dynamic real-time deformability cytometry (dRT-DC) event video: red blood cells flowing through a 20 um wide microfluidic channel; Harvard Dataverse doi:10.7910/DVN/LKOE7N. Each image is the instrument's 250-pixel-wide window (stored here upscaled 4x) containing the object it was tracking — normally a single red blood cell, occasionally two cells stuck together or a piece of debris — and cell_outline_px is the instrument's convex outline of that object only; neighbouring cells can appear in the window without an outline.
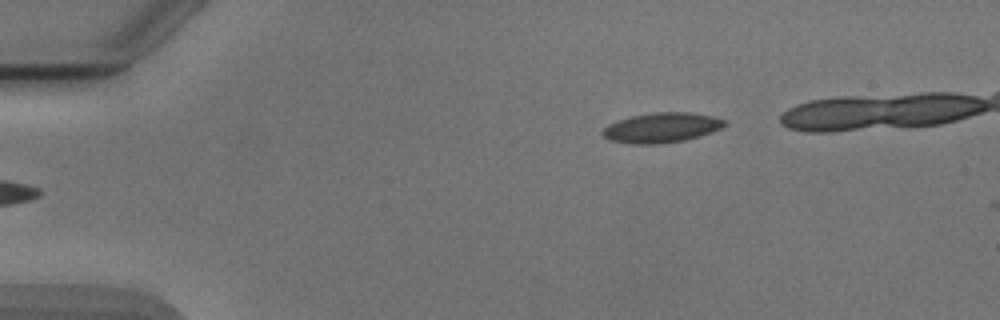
{"species": "Egyptian fruit bat (a non-hibernating species)", "species_latin": "Rousettus aegyptiacus", "temperature_condition": "cold", "stored_images_in_passage": 3, "camera_frame_rate_fps": 3000, "um_per_image_px": 0.085, "animal": {"sex": "male"}, "frame": {"image": 1, "passage_image": 3, "time_ms": 2.333, "image_size_px": [1000, 320], "cell_outline_px": [[724, 124], [720, 128], [712, 132], [684, 140], [656, 144], [632, 144], [612, 140], [604, 136], [600, 132], [608, 124], [616, 120], [632, 116], [656, 112], [688, 112], [712, 116], [724, 120]], "centroid_in_image_um": [56.19, 10.85], "position_along_channel_um": 28.8, "area_um2": 20.98}}